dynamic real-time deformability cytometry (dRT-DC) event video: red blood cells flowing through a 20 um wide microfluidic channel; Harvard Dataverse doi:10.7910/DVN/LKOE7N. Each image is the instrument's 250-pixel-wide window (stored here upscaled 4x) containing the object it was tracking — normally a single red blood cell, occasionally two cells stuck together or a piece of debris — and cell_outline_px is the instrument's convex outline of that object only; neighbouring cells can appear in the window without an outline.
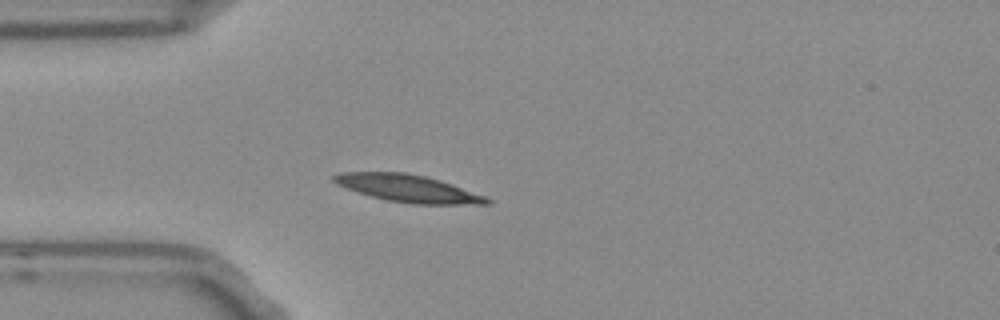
{"species": "Egyptian fruit bat (a non-hibernating species)", "species_latin": "Rousettus aegyptiacus", "temperature_condition": "room temperature", "stored_images_in_passage": 41, "camera_frame_rate_fps": 3000, "um_per_image_px": 0.085, "frame": {"image": 1, "passage_image": 1, "time_ms": 0.0, "image_size_px": [1000, 320], "cell_outline_px": [[492, 204], [412, 204], [384, 200], [356, 192], [336, 184], [332, 180], [332, 176], [340, 172], [404, 172], [424, 176], [440, 180], [452, 184], [484, 196], [492, 200]], "centroid_in_image_um": [34.64, 16.02], "position_along_channel_um": 50.4, "area_um2": 24.39}}
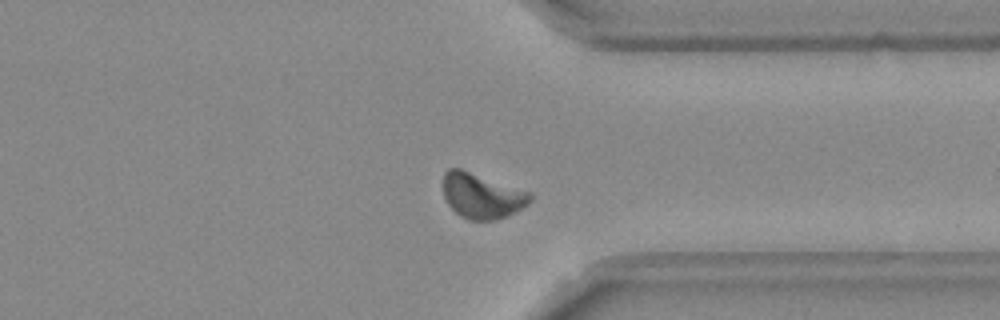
{"frame": {"image": 2, "passage_image": 28, "time_ms": 9.0, "image_size_px": [1000, 320], "cell_outline_px": [[532, 200], [528, 204], [516, 212], [496, 220], [468, 220], [460, 216], [448, 204], [444, 196], [444, 172], [448, 168], [460, 168], [532, 192]], "centroid_in_image_um": [40.98, 16.64], "position_along_channel_um": 370.4, "area_um2": 23.06}}
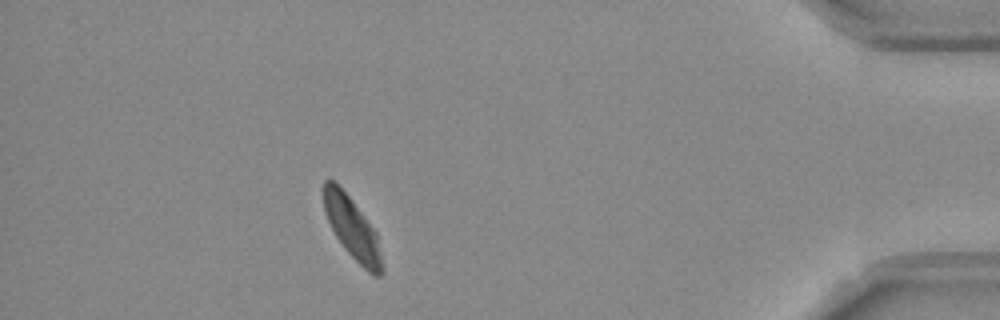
{"frame": {"image": 3, "passage_image": 35, "time_ms": 11.333, "image_size_px": [1000, 320], "cell_outline_px": [[384, 272], [380, 276], [372, 276], [344, 248], [336, 236], [324, 212], [324, 180], [332, 180], [348, 196], [376, 232], [384, 264]], "centroid_in_image_um": [29.98, 19.48], "position_along_channel_um": 405.2, "area_um2": 20.52}, "authors_computed_cell_mechanics": {"area_um2": 22.4842, "velocity_mm_per_s": 3.6815, "shape_relaxation_time_tau1_ms": 4.5055, "shape_relaxation_time_tau2_ms": 2.6603, "deformation_change_tau1": 0.1577, "deformation_change_tau2": 0.0622}}